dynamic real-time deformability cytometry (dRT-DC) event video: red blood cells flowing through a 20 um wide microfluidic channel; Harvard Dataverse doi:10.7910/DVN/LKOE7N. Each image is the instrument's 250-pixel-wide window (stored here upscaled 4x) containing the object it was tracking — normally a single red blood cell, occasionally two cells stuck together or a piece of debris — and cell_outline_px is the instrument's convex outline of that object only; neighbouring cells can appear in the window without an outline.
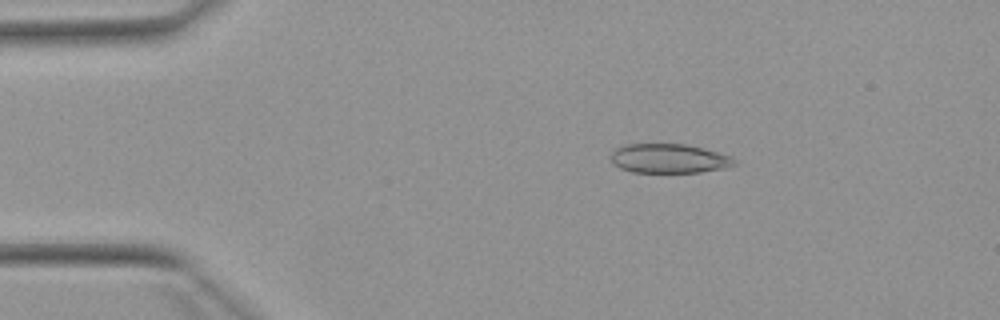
{"species": "Egyptian fruit bat (a non-hibernating species)", "species_latin": "Rousettus aegyptiacus", "temperature_condition": "warm", "stored_images_in_passage": 51, "camera_frame_rate_fps": 3000, "um_per_image_px": 0.085, "animal": {"sex": "female"}, "frame": {"image": 1, "passage_image": 8, "time_ms": 2.333, "image_size_px": [1000, 320], "cell_outline_px": [[740, 164], [724, 168], [700, 172], [632, 172], [620, 168], [612, 164], [608, 156], [616, 148], [624, 144], [688, 144], [704, 148], [732, 156]], "centroid_in_image_um": [56.87, 13.47], "position_along_channel_um": 28.1, "area_um2": 21.44}}
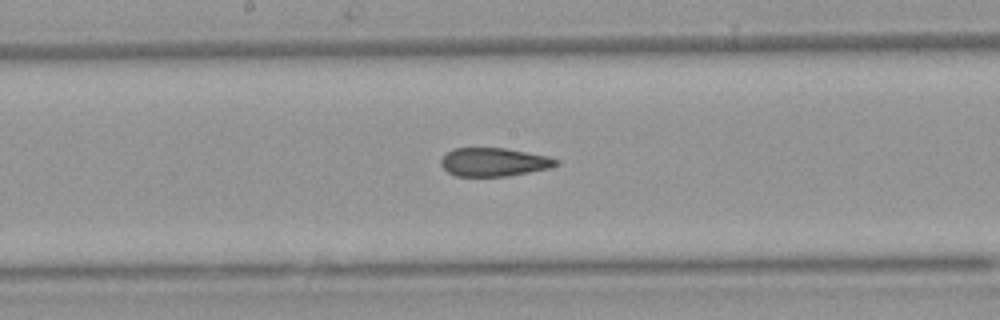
{"frame": {"image": 2, "passage_image": 26, "time_ms": 8.333, "image_size_px": [1000, 320], "cell_outline_px": [[560, 164], [548, 168], [508, 176], [456, 176], [448, 172], [440, 164], [440, 160], [452, 148], [504, 148], [548, 156], [560, 160]], "centroid_in_image_um": [41.98, 13.77], "position_along_channel_um": 206.2, "area_um2": 19.02}}
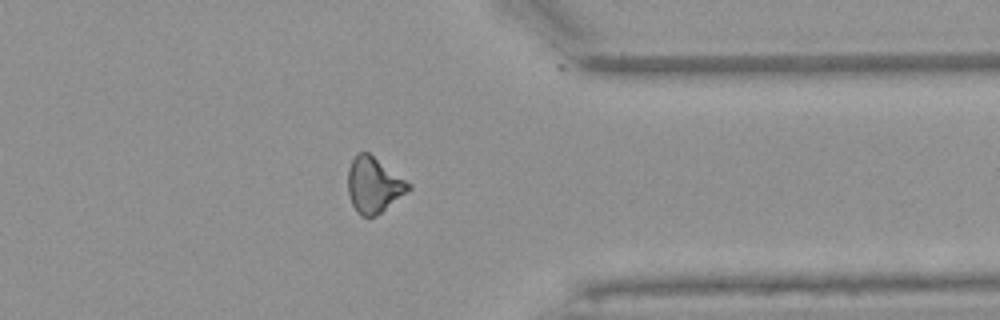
{"frame": {"image": 3, "passage_image": 40, "time_ms": 13.0, "image_size_px": [1000, 320], "cell_outline_px": [[412, 188], [376, 216], [360, 216], [356, 212], [352, 204], [348, 192], [348, 168], [352, 160], [360, 152], [368, 152], [412, 184]], "centroid_in_image_um": [31.77, 15.73], "position_along_channel_um": 379.6, "area_um2": 19.48}, "authors_computed_cell_mechanics": {"area_um2": 20.3456, "velocity_mm_per_s": 3.9137, "shape_relaxation_time_tau1_ms": null, "shape_relaxation_time_tau2_ms": 3.5942, "deformation_change_tau1": null, "deformation_change_tau2": 0.104}}